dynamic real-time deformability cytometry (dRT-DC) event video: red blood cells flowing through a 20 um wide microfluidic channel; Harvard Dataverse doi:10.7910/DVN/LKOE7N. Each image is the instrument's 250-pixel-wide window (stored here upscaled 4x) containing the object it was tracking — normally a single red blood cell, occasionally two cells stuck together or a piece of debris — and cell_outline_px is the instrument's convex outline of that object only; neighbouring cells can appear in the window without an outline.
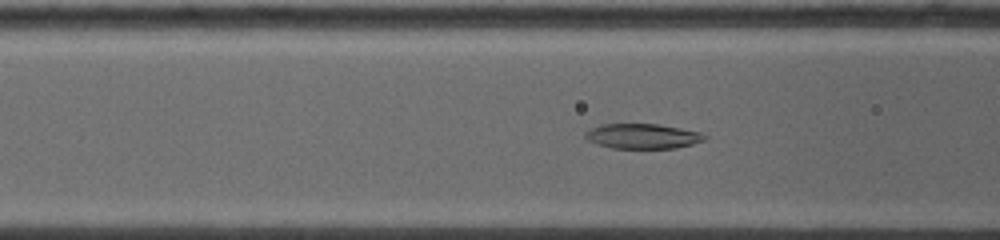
{"species": "common noctule bat (a hibernating species)", "species_latin": "Nyctalus noctula", "temperature_condition": "warm", "stored_images_in_passage": 20, "camera_frame_rate_fps": 5000, "um_per_image_px": 0.085, "animal": {"sex": "female", "body_mass_g": 19.0, "forearm_length_mm": 53.3}, "frame": {"image": 1, "passage_image": 10, "time_ms": 2.6, "image_size_px": [1000, 240], "cell_outline_px": [[704, 136], [700, 140], [692, 144], [676, 148], [612, 148], [596, 144], [588, 140], [584, 136], [592, 128], [604, 124], [656, 124], [696, 132]], "centroid_in_image_um": [54.52, 11.59], "position_along_channel_um": 112.1, "area_um2": 16.7}}
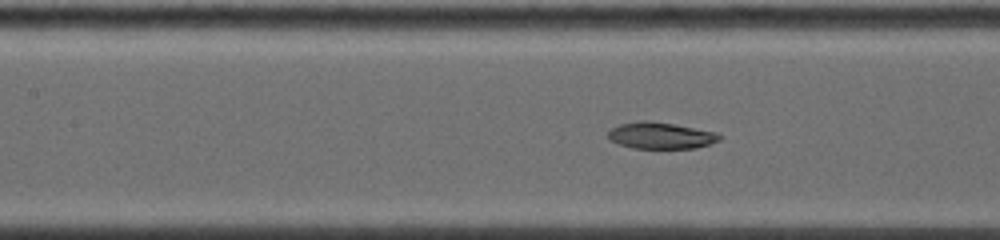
{"frame": {"image": 2, "passage_image": 14, "time_ms": 3.6, "image_size_px": [1000, 240], "cell_outline_px": [[720, 136], [716, 140], [708, 144], [696, 148], [632, 148], [620, 144], [612, 140], [608, 136], [608, 132], [612, 128], [624, 124], [672, 124], [712, 132]], "centroid_in_image_um": [56.16, 11.58], "position_along_channel_um": 151.2, "area_um2": 15.72}}
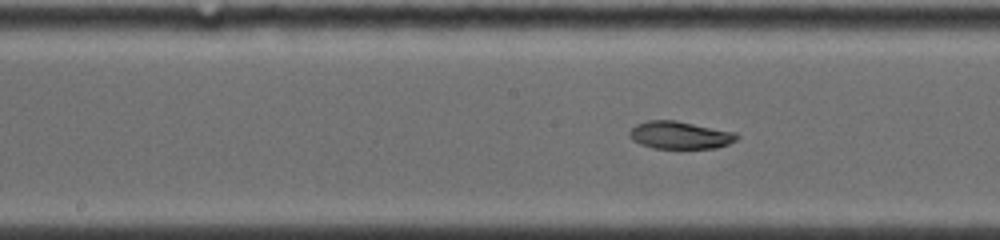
{"frame": {"image": 3, "passage_image": 20, "time_ms": 4.6, "image_size_px": [1000, 240], "cell_outline_px": [[736, 140], [728, 144], [716, 148], [652, 148], [640, 144], [632, 140], [632, 128], [648, 120], [672, 120], [692, 124], [728, 132], [736, 136]], "centroid_in_image_um": [57.73, 11.51], "position_along_channel_um": 190.5, "area_um2": 16.36}}